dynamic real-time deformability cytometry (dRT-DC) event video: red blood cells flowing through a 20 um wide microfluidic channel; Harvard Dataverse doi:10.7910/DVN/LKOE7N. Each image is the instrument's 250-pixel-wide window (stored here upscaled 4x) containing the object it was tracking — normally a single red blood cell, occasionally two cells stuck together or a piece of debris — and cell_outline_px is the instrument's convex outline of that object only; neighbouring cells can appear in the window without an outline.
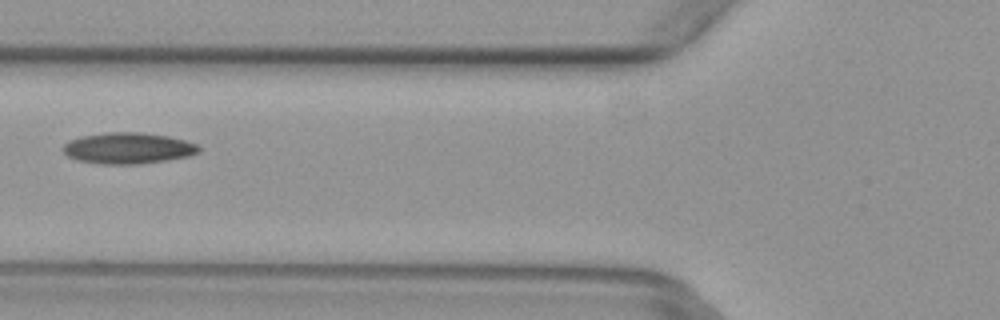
{"species": "common noctule bat (a hibernating species)", "species_latin": "Nyctalus noctula", "temperature_condition": "warm", "stored_images_in_passage": 6, "camera_frame_rate_fps": 3000, "um_per_image_px": 0.085, "animal": {"sex": "female", "body_mass_g": 29.2, "forearm_length_mm": 56.3}, "frame": {"image": 1, "passage_image": 6, "time_ms": 1.667, "image_size_px": [1000, 320], "cell_outline_px": [[200, 152], [188, 156], [140, 164], [100, 164], [76, 160], [68, 156], [64, 152], [64, 144], [68, 140], [80, 136], [108, 132], [140, 132], [168, 136], [200, 144]], "centroid_in_image_um": [10.88, 12.59], "position_along_channel_um": 114.9, "area_um2": 24.74}}